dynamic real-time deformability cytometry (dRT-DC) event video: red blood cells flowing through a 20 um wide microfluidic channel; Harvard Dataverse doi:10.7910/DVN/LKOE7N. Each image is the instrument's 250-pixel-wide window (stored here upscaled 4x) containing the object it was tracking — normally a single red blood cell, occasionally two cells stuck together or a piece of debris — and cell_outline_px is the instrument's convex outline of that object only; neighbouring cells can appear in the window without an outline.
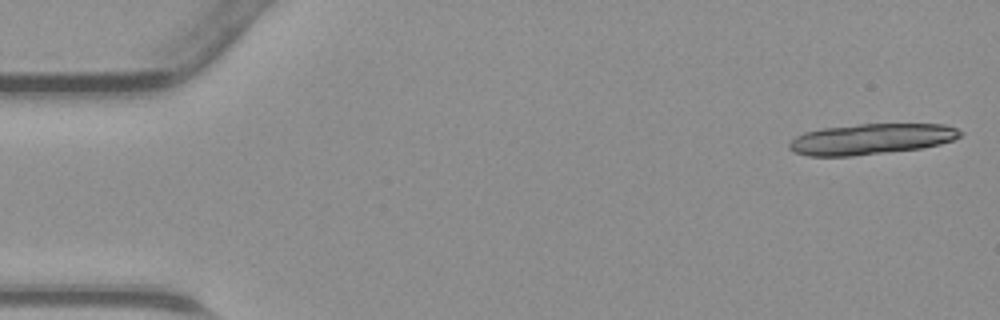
{"species": "common noctule bat (a hibernating species)", "species_latin": "Nyctalus noctula", "temperature_condition": "warm", "stored_images_in_passage": 16, "camera_frame_rate_fps": 3000, "um_per_image_px": 0.085, "animal": {"sex": "male", "body_mass_g": 23.1, "forearm_length_mm": 52.7}, "frame": {"image": 1, "passage_image": 1, "time_ms": 0.0, "image_size_px": [1000, 320], "cell_outline_px": [[964, 132], [960, 136], [952, 140], [940, 144], [920, 148], [852, 156], [808, 156], [796, 152], [788, 148], [788, 144], [796, 136], [804, 132], [824, 128], [860, 124], [944, 124], [956, 128]], "centroid_in_image_um": [74.05, 11.81], "position_along_channel_um": 10.9, "area_um2": 30.46}}